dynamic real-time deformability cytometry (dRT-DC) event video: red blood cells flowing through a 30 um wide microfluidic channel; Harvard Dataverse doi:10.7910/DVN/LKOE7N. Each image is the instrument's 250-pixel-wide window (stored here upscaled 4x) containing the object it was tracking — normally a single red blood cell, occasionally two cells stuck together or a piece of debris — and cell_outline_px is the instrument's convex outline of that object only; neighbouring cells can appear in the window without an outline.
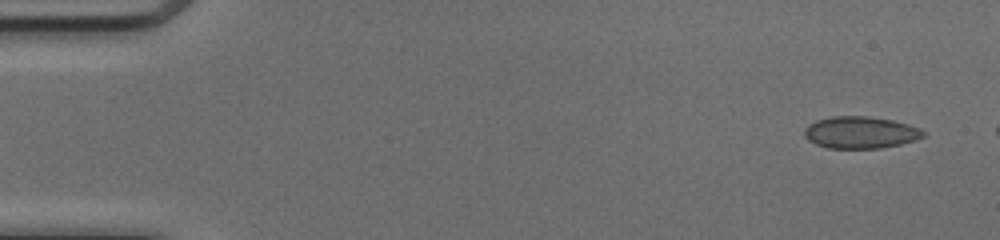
{"species": "common noctule bat (a hibernating species)", "species_latin": "Nyctalus noctula", "temperature_condition": "cold", "stored_images_in_passage": 7, "camera_frame_rate_fps": 3000, "um_per_image_px": 0.085, "animal": {"sex": "female", "body_mass_g": 17.0, "forearm_length_mm": 48.0}, "frame": {"image": 1, "passage_image": 1, "time_ms": 0.0, "image_size_px": [1000, 240], "cell_outline_px": [[928, 132], [924, 136], [916, 140], [900, 144], [880, 148], [828, 148], [816, 144], [808, 140], [804, 136], [804, 128], [808, 124], [816, 120], [832, 116], [868, 116], [892, 120], [908, 124], [920, 128]], "centroid_in_image_um": [73.15, 11.25], "position_along_channel_um": 11.9, "area_um2": 22.31}}